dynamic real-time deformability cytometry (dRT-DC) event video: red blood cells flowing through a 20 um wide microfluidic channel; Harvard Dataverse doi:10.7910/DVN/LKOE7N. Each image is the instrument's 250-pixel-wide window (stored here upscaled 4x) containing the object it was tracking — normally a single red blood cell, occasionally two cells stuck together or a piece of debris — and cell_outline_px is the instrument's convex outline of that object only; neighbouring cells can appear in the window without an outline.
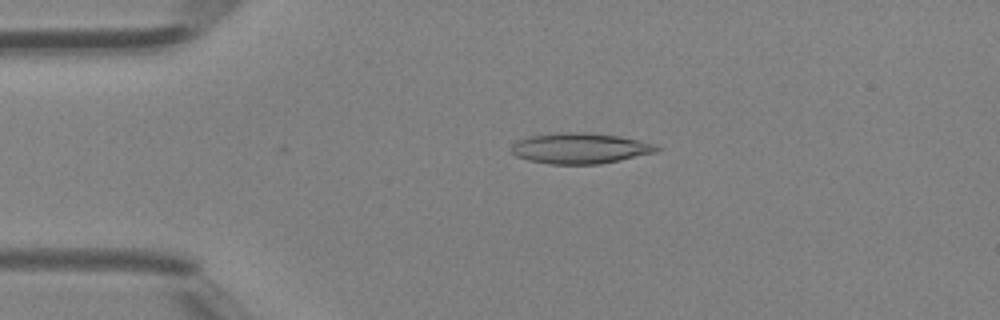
{"species": "Egyptian fruit bat (a non-hibernating species)", "species_latin": "Rousettus aegyptiacus", "temperature_condition": "room temperature", "stored_images_in_passage": 41, "camera_frame_rate_fps": 3000, "um_per_image_px": 0.085, "animal": {"sex": "female"}, "frame": {"image": 1, "passage_image": 5, "time_ms": 1.333, "image_size_px": [1000, 320], "cell_outline_px": [[660, 148], [656, 152], [620, 160], [600, 164], [548, 164], [528, 160], [516, 156], [512, 152], [512, 144], [516, 140], [528, 136], [556, 132], [588, 132], [620, 136], [656, 144]], "centroid_in_image_um": [49.28, 12.59], "position_along_channel_um": 35.7, "area_um2": 26.18}}
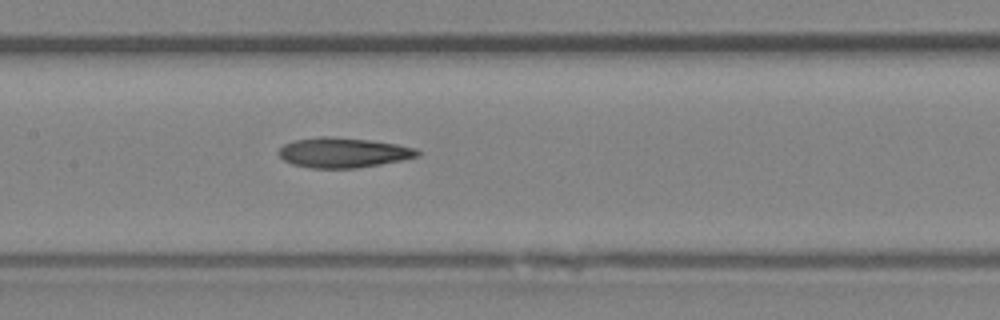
{"frame": {"image": 2, "passage_image": 17, "time_ms": 5.333, "image_size_px": [1000, 320], "cell_outline_px": [[420, 156], [380, 164], [356, 168], [312, 168], [292, 164], [284, 160], [276, 152], [284, 144], [292, 140], [320, 136], [332, 136], [372, 140], [396, 144], [416, 148], [420, 152]], "centroid_in_image_um": [29.15, 12.96], "position_along_channel_um": 178.3, "area_um2": 24.39}}
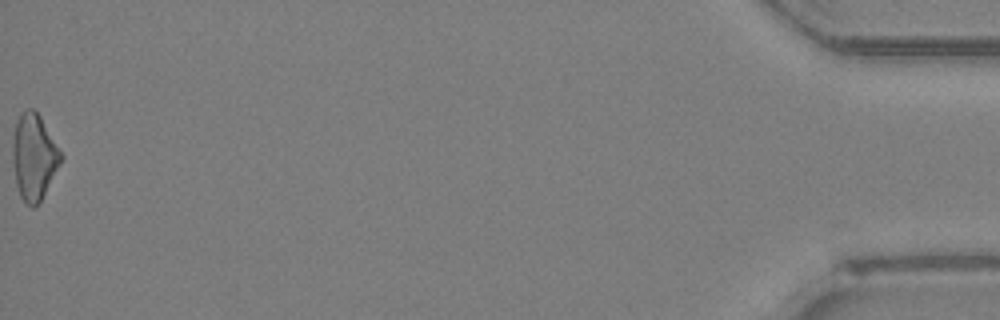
{"frame": {"image": 3, "passage_image": 41, "time_ms": 13.333, "image_size_px": [1000, 320], "cell_outline_px": [[64, 156], [60, 164], [40, 200], [32, 208], [20, 196], [16, 184], [12, 160], [12, 144], [16, 120], [28, 108], [32, 108], [40, 116]], "centroid_in_image_um": [2.88, 13.32], "position_along_channel_um": 432.3, "area_um2": 23.81}, "authors_computed_cell_mechanics": {"area_um2": 23.987, "velocity_mm_per_s": 4.4838, "shape_relaxation_time_tau1_ms": 7.9518, "shape_relaxation_time_tau2_ms": null, "deformation_change_tau1": 0.1871, "deformation_change_tau2": null}}